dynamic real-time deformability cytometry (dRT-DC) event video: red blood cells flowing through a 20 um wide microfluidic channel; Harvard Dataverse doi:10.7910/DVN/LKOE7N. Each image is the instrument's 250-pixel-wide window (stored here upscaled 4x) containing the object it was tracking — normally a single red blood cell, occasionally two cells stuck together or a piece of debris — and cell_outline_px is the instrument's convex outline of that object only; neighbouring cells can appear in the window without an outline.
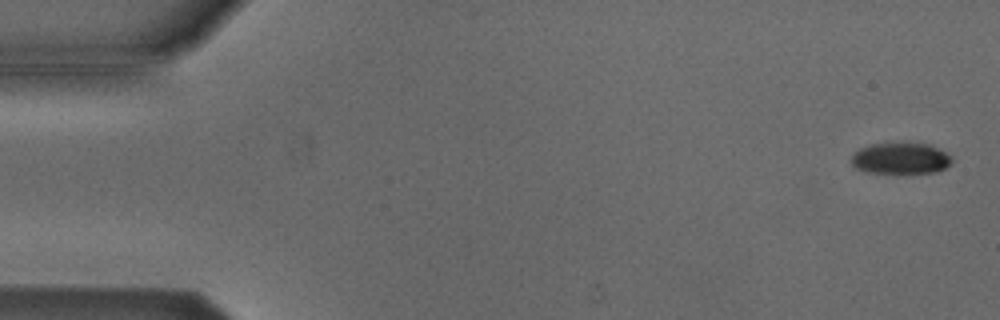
{"species": "Egyptian fruit bat (a non-hibernating species)", "species_latin": "Rousettus aegyptiacus", "temperature_condition": "cold", "stored_images_in_passage": 53, "camera_frame_rate_fps": 3000, "um_per_image_px": 0.085, "animal": {"sex": "male"}, "frame": {"image": 1, "passage_image": 2, "time_ms": 0.333, "image_size_px": [1000, 320], "cell_outline_px": [[952, 160], [944, 168], [936, 172], [896, 176], [864, 172], [856, 168], [852, 164], [852, 156], [860, 148], [872, 144], [928, 144], [952, 156]], "centroid_in_image_um": [76.53, 13.54], "position_along_channel_um": 8.5, "area_um2": 18.73}}
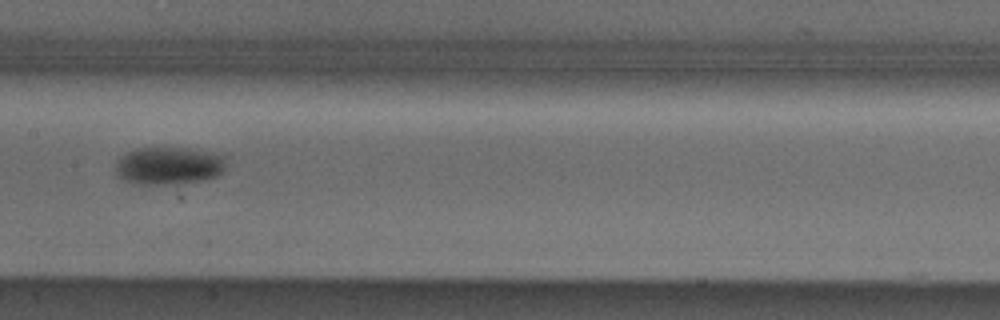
{"frame": {"image": 2, "passage_image": 27, "time_ms": 8.667, "image_size_px": [1000, 320], "cell_outline_px": [[224, 168], [216, 176], [204, 180], [180, 184], [132, 184], [116, 176], [116, 160], [124, 152], [136, 148], [188, 148], [224, 156]], "centroid_in_image_um": [14.26, 14.1], "position_along_channel_um": 193.1, "area_um2": 24.39}}
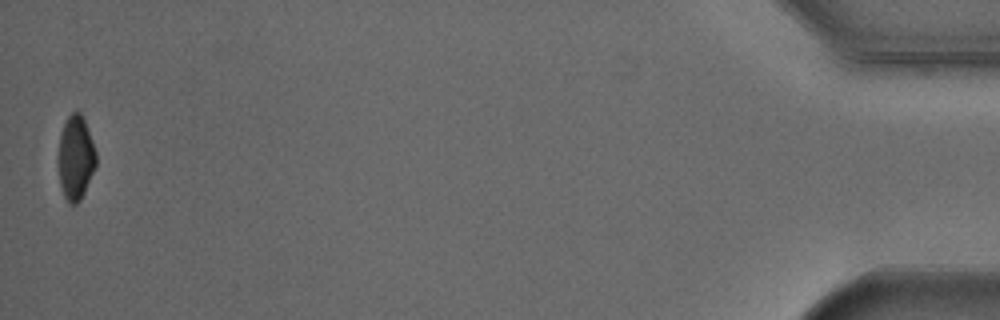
{"frame": {"image": 3, "passage_image": 53, "time_ms": 17.333, "image_size_px": [1000, 320], "cell_outline_px": [[96, 164], [84, 192], [80, 200], [76, 204], [68, 204], [64, 196], [60, 184], [56, 160], [60, 136], [64, 124], [68, 116], [72, 112], [80, 112], [84, 120], [92, 140], [96, 152]], "centroid_in_image_um": [6.39, 13.43], "position_along_channel_um": 428.8, "area_um2": 18.61}, "authors_computed_cell_mechanics": {"area_um2": 21.2704, "velocity_mm_per_s": 3.8689, "shape_relaxation_time_tau1_ms": 8.2433, "shape_relaxation_time_tau2_ms": null, "deformation_change_tau1": 0.1742, "deformation_change_tau2": null}}